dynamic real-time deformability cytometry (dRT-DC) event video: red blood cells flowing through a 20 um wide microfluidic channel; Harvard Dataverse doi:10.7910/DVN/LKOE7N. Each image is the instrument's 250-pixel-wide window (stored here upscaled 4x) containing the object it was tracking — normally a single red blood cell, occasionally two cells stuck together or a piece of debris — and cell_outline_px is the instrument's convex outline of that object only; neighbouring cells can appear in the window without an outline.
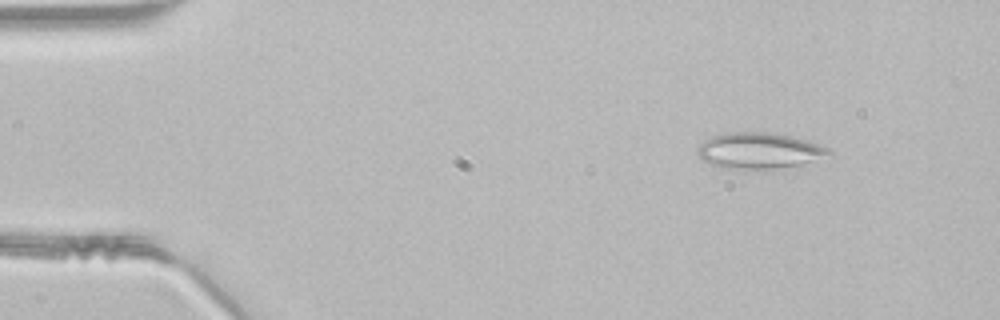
{"species": "common noctule bat (a hibernating species)", "species_latin": "Nyctalus noctula", "temperature_condition": "room temperature", "stored_images_in_passage": 48, "segment_of_instrument_passage": [1, 2], "camera_frame_rate_fps": 3000, "um_per_image_px": 0.085, "animal": {"sex": "male", "body_mass_g": 21.5, "forearm_length_mm": 52.0}, "frame": {"image": 1, "passage_image": 6, "time_ms": 1.667, "image_size_px": [1000, 320], "cell_outline_px": [[832, 156], [800, 164], [776, 168], [744, 172], [724, 168], [708, 164], [696, 152], [696, 148], [704, 140], [712, 136], [728, 132], [768, 132], [792, 136], [808, 140], [828, 148], [832, 152]], "centroid_in_image_um": [64.51, 12.83], "position_along_channel_um": 20.5, "area_um2": 28.26}}
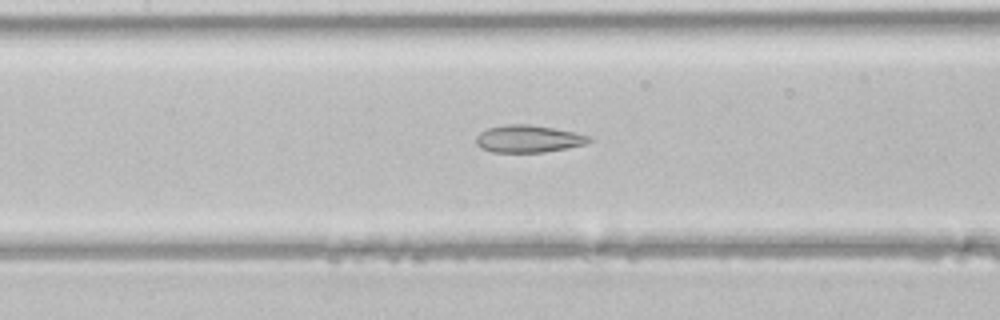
{"frame": {"image": 2, "passage_image": 22, "time_ms": 7.0, "image_size_px": [1000, 320], "cell_outline_px": [[592, 140], [584, 144], [568, 148], [544, 152], [492, 152], [480, 148], [476, 144], [476, 136], [480, 132], [488, 128], [508, 124], [532, 124], [576, 132], [592, 136]], "centroid_in_image_um": [44.92, 11.79], "position_along_channel_um": 162.5, "area_um2": 18.15}}
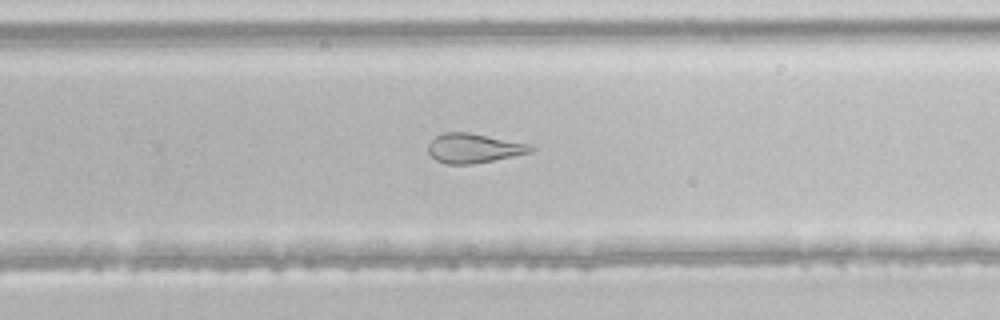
{"frame": {"image": 3, "passage_image": 31, "time_ms": 10.0, "image_size_px": [1000, 320], "cell_outline_px": [[536, 148], [532, 152], [472, 164], [448, 164], [436, 160], [428, 152], [428, 144], [436, 136], [444, 132], [468, 132], [528, 144]], "centroid_in_image_um": [40.24, 12.59], "position_along_channel_um": 289.6, "area_um2": 17.34}}